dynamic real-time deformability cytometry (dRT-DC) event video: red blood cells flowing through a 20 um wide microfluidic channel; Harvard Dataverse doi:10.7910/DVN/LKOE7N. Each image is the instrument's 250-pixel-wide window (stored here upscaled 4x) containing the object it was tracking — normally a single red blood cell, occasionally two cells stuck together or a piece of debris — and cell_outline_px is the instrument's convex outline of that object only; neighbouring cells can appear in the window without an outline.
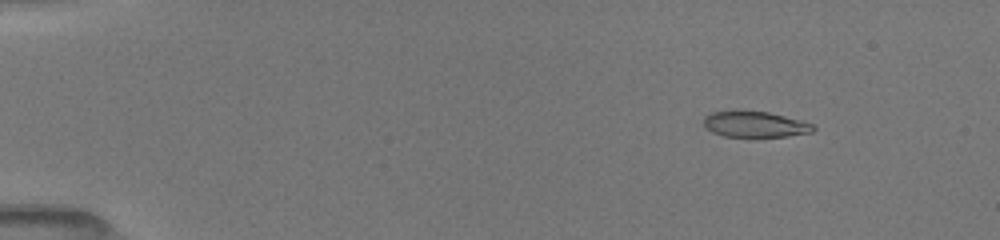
{"species": "common noctule bat (a hibernating species)", "species_latin": "Nyctalus noctula", "temperature_condition": "room temperature", "stored_images_in_passage": 62, "camera_frame_rate_fps": 3000, "um_per_image_px": 0.085, "animal": {"sex": "female", "body_mass_g": 19.5, "forearm_length_mm": 54.1}, "frame": {"image": 1, "passage_image": 11, "time_ms": 2.0, "image_size_px": [1000, 240], "cell_outline_px": [[816, 128], [812, 132], [788, 136], [724, 136], [712, 132], [704, 128], [704, 116], [712, 112], [736, 108], [768, 112], [800, 120], [812, 124]], "centroid_in_image_um": [64.1, 10.52], "position_along_channel_um": 20.9, "area_um2": 16.88}}
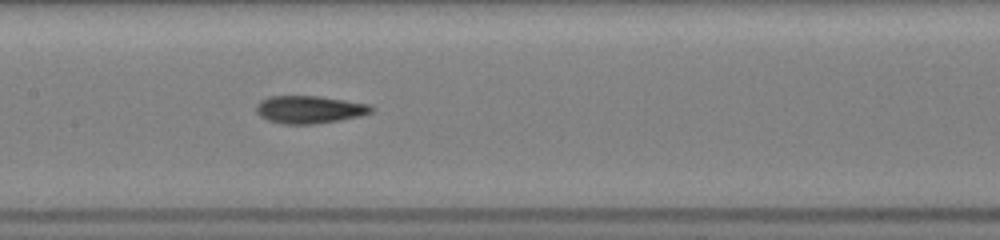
{"frame": {"image": 2, "passage_image": 35, "time_ms": 8.667, "image_size_px": [1000, 240], "cell_outline_px": [[376, 108], [372, 112], [360, 116], [340, 120], [312, 124], [284, 124], [268, 120], [260, 116], [256, 112], [256, 104], [260, 100], [268, 96], [320, 96], [372, 104]], "centroid_in_image_um": [26.33, 9.3], "position_along_channel_um": 181.1, "area_um2": 18.79}}
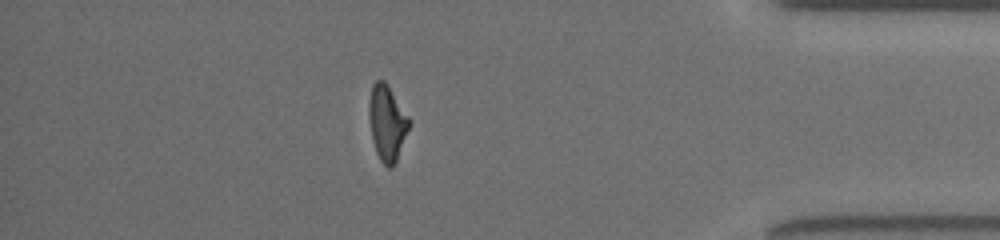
{"frame": {"image": 3, "passage_image": 54, "time_ms": 15.0, "image_size_px": [1000, 240], "cell_outline_px": [[412, 124], [396, 160], [392, 168], [388, 168], [380, 160], [376, 152], [372, 136], [368, 116], [368, 104], [372, 84], [376, 80], [384, 80], [388, 84], [412, 120]], "centroid_in_image_um": [32.93, 10.41], "position_along_channel_um": 402.3, "area_um2": 18.03}, "authors_computed_cell_mechanics": {"area_um2": 17.8024, "velocity_mm_per_s": 4.0132, "shape_relaxation_time_tau1_ms": 4.5774, "shape_relaxation_time_tau2_ms": 1.5352, "deformation_change_tau1": 0.1872, "deformation_change_tau2": 0.0789}}